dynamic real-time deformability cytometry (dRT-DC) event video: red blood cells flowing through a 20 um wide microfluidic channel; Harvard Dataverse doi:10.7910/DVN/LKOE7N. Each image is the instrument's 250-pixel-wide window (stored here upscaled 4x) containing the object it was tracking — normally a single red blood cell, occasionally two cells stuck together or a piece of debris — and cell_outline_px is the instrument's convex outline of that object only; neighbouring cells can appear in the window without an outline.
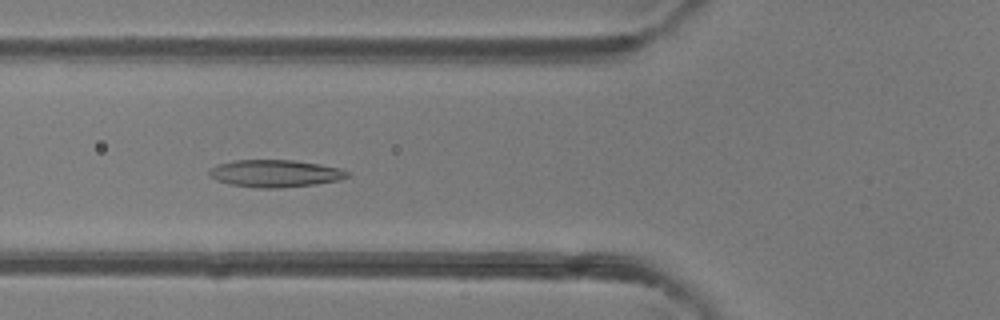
{"species": "common noctule bat (a hibernating species)", "species_latin": "Nyctalus noctula", "temperature_condition": "room temperature", "stored_images_in_passage": 42, "camera_frame_rate_fps": 3000, "um_per_image_px": 0.085, "animal": {"sex": "female"}, "frame": {"image": 1, "passage_image": 11, "time_ms": 3.333, "image_size_px": [1000, 320], "cell_outline_px": [[348, 176], [340, 180], [316, 184], [280, 188], [260, 188], [228, 184], [216, 180], [208, 176], [208, 172], [216, 164], [236, 160], [292, 160], [320, 164], [340, 168], [348, 172]], "centroid_in_image_um": [23.36, 14.74], "position_along_channel_um": 102.4, "area_um2": 22.02}}
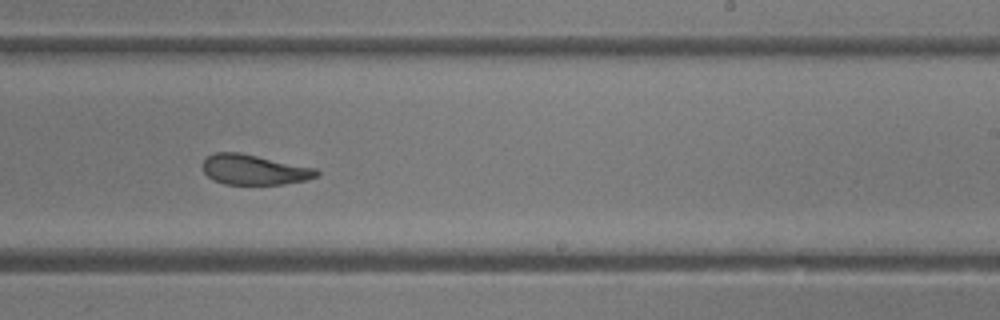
{"frame": {"image": 2, "passage_image": 23, "time_ms": 7.333, "image_size_px": [1000, 320], "cell_outline_px": [[320, 176], [308, 180], [284, 184], [224, 184], [212, 180], [204, 172], [200, 164], [212, 152], [240, 152], [316, 168], [320, 172]], "centroid_in_image_um": [21.6, 14.42], "position_along_channel_um": 267.4, "area_um2": 20.35}}
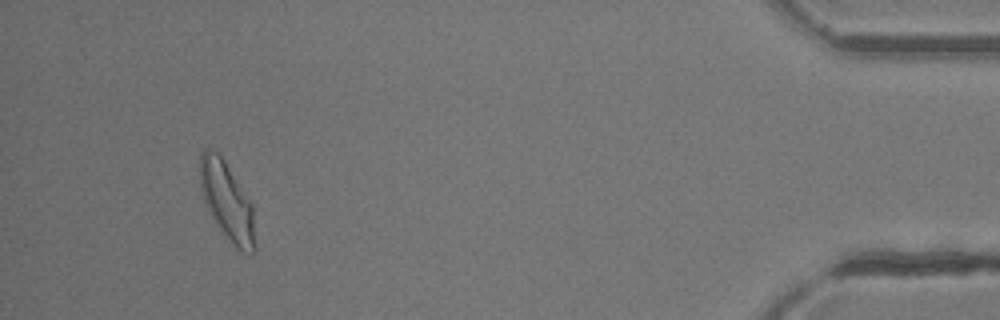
{"frame": {"image": 3, "passage_image": 39, "time_ms": 12.667, "image_size_px": [1000, 320], "cell_outline_px": [[256, 248], [252, 252], [244, 252], [236, 248], [228, 240], [216, 224], [204, 200], [200, 188], [200, 152], [204, 148], [208, 148], [220, 152], [252, 204]], "centroid_in_image_um": [19.29, 17.07], "position_along_channel_um": 415.9, "area_um2": 25.14}, "authors_computed_cell_mechanics": {"area_um2": 22.1374, "velocity_mm_per_s": 4.1158, "shape_relaxation_time_tau1_ms": 9.5776, "shape_relaxation_time_tau2_ms": 1.9526, "deformation_change_tau1": 0.2296, "deformation_change_tau2": 0.0926}}